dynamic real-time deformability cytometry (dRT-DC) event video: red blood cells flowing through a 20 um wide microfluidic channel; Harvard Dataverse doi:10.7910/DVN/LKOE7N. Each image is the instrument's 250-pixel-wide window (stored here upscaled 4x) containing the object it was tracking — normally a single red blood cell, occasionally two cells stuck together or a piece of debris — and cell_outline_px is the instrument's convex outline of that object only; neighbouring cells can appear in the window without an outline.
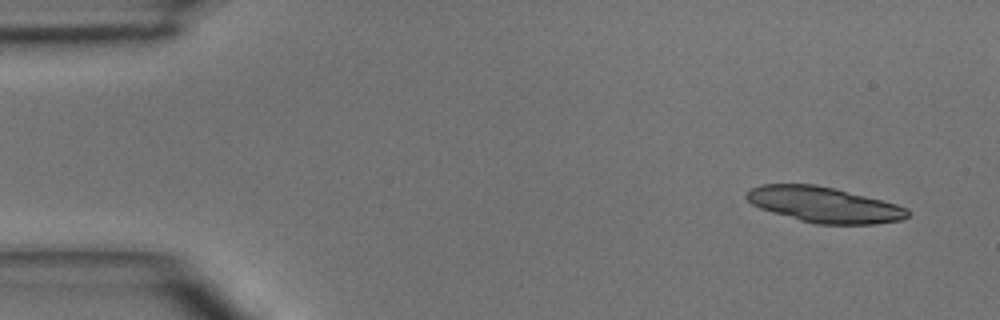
{"species": "common noctule bat (a hibernating species)", "species_latin": "Nyctalus noctula", "temperature_condition": "room temperature", "stored_images_in_passage": 4, "camera_frame_rate_fps": 3000, "um_per_image_px": 0.085, "animal": {"sex": "male", "body_mass_g": 15.6}, "frame": {"image": 1, "passage_image": 1, "time_ms": 0.0, "image_size_px": [1000, 320], "cell_outline_px": [[908, 216], [900, 220], [876, 224], [816, 224], [800, 220], [772, 212], [760, 208], [752, 204], [744, 196], [752, 188], [760, 184], [816, 184], [836, 188], [896, 204], [908, 208]], "centroid_in_image_um": [70.04, 17.39], "position_along_channel_um": 15.0, "area_um2": 33.23}}